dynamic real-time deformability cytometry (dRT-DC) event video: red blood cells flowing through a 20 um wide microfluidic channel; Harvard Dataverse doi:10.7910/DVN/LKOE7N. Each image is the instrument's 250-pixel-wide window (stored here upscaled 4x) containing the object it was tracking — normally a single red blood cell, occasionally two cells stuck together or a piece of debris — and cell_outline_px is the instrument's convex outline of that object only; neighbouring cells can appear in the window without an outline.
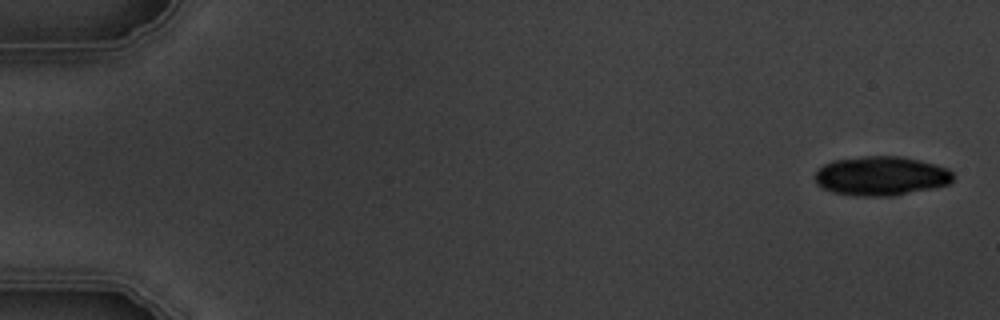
{"species": "common noctule bat (a hibernating species)", "species_latin": "Nyctalus noctula", "temperature_condition": "warm", "stored_images_in_passage": 7, "camera_frame_rate_fps": 3000, "um_per_image_px": 0.085, "animal": {"sex": "male", "body_mass_g": 19.5, "forearm_length_mm": 54.6}, "frame": {"image": 1, "passage_image": 1, "time_ms": 0.0, "image_size_px": [1000, 320], "cell_outline_px": [[952, 180], [948, 184], [932, 188], [892, 196], [852, 196], [832, 192], [816, 184], [816, 172], [824, 164], [832, 160], [864, 156], [900, 156], [920, 160], [936, 164], [948, 168], [952, 172]], "centroid_in_image_um": [74.88, 14.95], "position_along_channel_um": 10.1, "area_um2": 31.62}}